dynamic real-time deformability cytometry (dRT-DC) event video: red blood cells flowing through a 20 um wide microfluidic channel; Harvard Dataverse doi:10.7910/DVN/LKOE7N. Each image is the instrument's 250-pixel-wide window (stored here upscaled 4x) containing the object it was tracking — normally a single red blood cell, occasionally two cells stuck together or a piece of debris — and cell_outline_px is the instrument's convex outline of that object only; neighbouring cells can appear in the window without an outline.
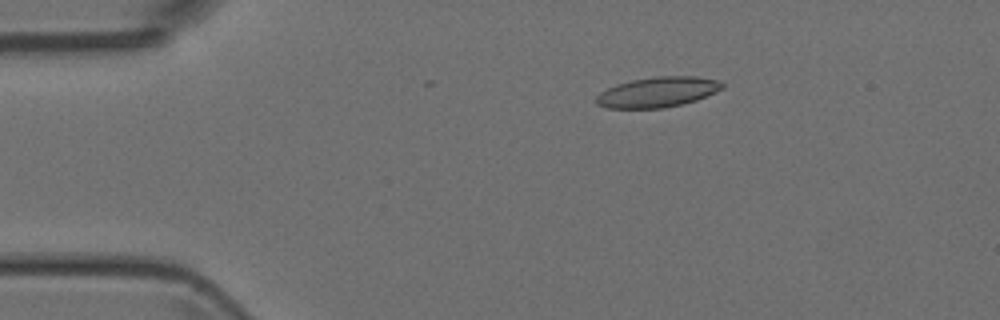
{"species": "Egyptian fruit bat (a non-hibernating species)", "species_latin": "Rousettus aegyptiacus", "temperature_condition": "room temperature", "stored_images_in_passage": 47, "camera_frame_rate_fps": 3000, "um_per_image_px": 0.085, "animal": {"sex": "female"}, "frame": {"image": 1, "passage_image": 9, "time_ms": 2.667, "image_size_px": [1000, 320], "cell_outline_px": [[724, 88], [716, 92], [696, 100], [664, 108], [608, 108], [596, 104], [596, 96], [600, 92], [616, 84], [632, 80], [656, 76], [696, 76], [720, 80], [724, 84]], "centroid_in_image_um": [55.92, 7.82], "position_along_channel_um": 29.1, "area_um2": 22.25}}
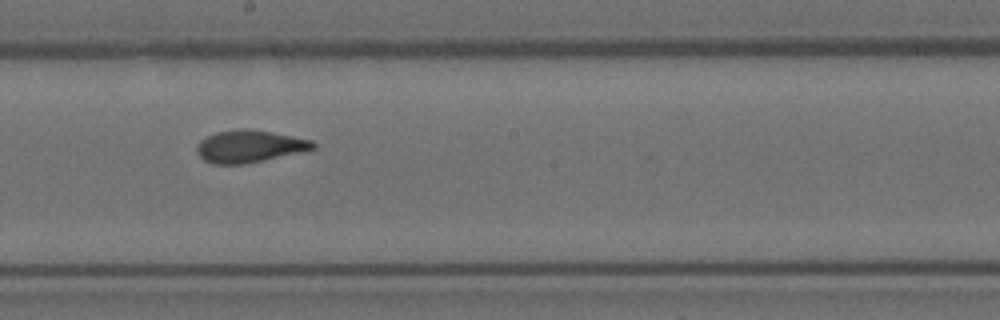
{"frame": {"image": 2, "passage_image": 28, "time_ms": 9.0, "image_size_px": [1000, 320], "cell_outline_px": [[316, 148], [300, 152], [264, 160], [244, 164], [216, 164], [204, 160], [196, 152], [196, 148], [200, 140], [216, 132], [236, 128], [248, 128], [272, 132], [312, 140], [316, 144]], "centroid_in_image_um": [21.19, 12.42], "position_along_channel_um": 227.0, "area_um2": 21.85}}
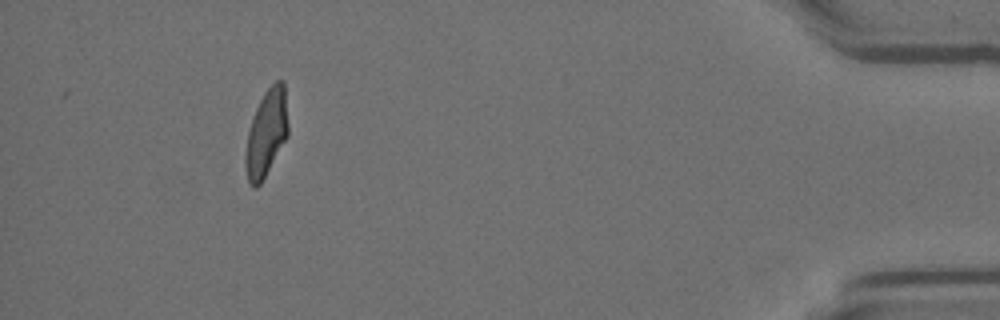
{"frame": {"image": 3, "passage_image": 47, "time_ms": 15.333, "image_size_px": [1000, 320], "cell_outline_px": [[288, 136], [260, 184], [256, 188], [252, 188], [248, 180], [244, 164], [244, 156], [248, 132], [256, 108], [264, 92], [276, 80], [284, 80], [288, 124]], "centroid_in_image_um": [22.64, 11.32], "position_along_channel_um": 412.6, "area_um2": 21.56}}